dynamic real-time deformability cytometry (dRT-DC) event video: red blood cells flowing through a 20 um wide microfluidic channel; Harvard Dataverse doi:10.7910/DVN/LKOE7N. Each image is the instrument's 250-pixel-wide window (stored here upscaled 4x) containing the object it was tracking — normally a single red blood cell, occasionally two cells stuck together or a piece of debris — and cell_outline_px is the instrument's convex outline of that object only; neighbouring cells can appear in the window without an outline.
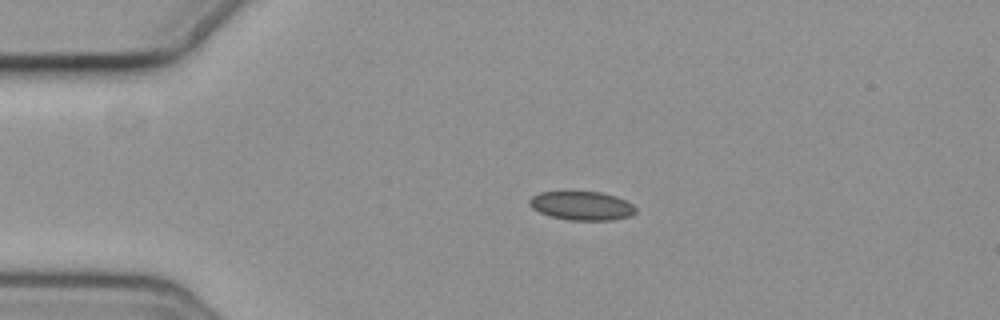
{"species": "common noctule bat (a hibernating species)", "species_latin": "Nyctalus noctula", "temperature_condition": "cold", "stored_images_in_passage": 5, "camera_frame_rate_fps": 3000, "um_per_image_px": 0.085, "animal": {"sex": "female", "body_mass_g": 19.3, "forearm_length_mm": 54.1}, "frame": {"image": 1, "passage_image": 4, "time_ms": 3.667, "image_size_px": [1000, 320], "cell_outline_px": [[636, 212], [632, 216], [612, 220], [568, 220], [552, 216], [540, 212], [532, 208], [528, 204], [528, 200], [532, 196], [540, 192], [600, 192], [616, 196], [632, 204], [636, 208]], "centroid_in_image_um": [49.46, 17.49], "position_along_channel_um": 35.5, "area_um2": 17.8}}